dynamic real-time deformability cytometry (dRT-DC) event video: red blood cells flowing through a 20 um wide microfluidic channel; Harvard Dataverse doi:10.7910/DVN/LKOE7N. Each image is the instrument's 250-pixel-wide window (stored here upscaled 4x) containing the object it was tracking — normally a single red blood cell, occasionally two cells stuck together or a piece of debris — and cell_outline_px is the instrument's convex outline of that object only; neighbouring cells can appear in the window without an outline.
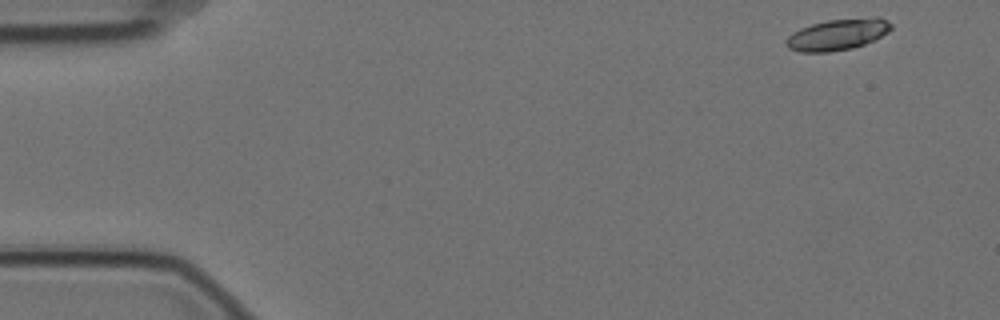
{"species": "Egyptian fruit bat (a non-hibernating species)", "species_latin": "Rousettus aegyptiacus", "temperature_condition": "cold", "stored_images_in_passage": 54, "camera_frame_rate_fps": 3000, "um_per_image_px": 0.085, "animal": {"sex": "female"}, "frame": {"image": 1, "passage_image": 1, "time_ms": 0.0, "image_size_px": [1000, 320], "cell_outline_px": [[892, 28], [888, 32], [864, 44], [852, 48], [828, 52], [800, 52], [788, 48], [784, 44], [784, 40], [792, 32], [800, 28], [812, 24], [828, 20], [876, 16], [888, 20], [892, 24]], "centroid_in_image_um": [71.17, 2.92], "position_along_channel_um": 13.8, "area_um2": 19.25}}
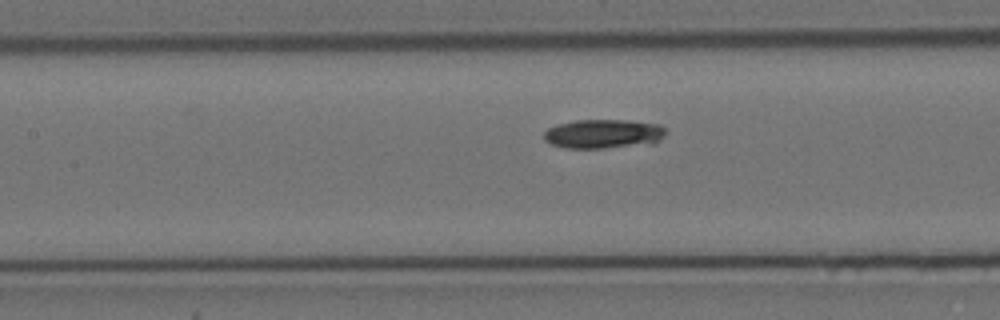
{"frame": {"image": 2, "passage_image": 23, "time_ms": 7.333, "image_size_px": [1000, 320], "cell_outline_px": [[664, 136], [660, 140], [652, 144], [604, 148], [564, 148], [552, 144], [544, 140], [544, 132], [548, 128], [556, 124], [576, 120], [628, 120], [660, 124], [664, 128]], "centroid_in_image_um": [51.29, 11.38], "position_along_channel_um": 156.1, "area_um2": 20.87}}
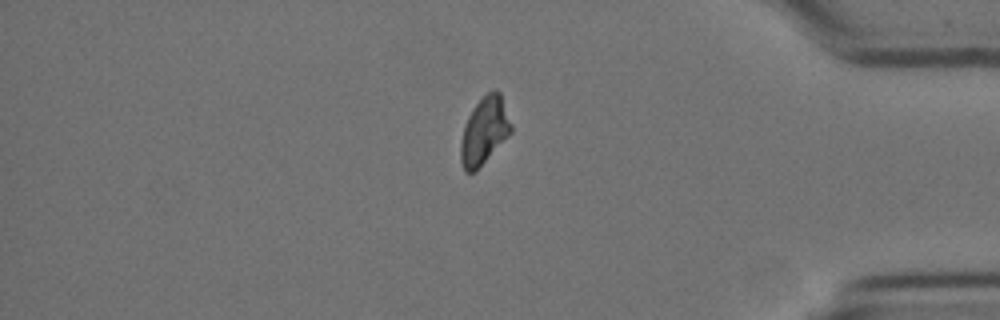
{"frame": {"image": 3, "passage_image": 46, "time_ms": 15.0, "image_size_px": [1000, 320], "cell_outline_px": [[512, 132], [476, 172], [464, 172], [460, 160], [460, 144], [464, 128], [468, 116], [472, 108], [488, 92], [496, 88], [500, 92], [512, 124]], "centroid_in_image_um": [41.17, 11.14], "position_along_channel_um": 394.0, "area_um2": 19.83}}